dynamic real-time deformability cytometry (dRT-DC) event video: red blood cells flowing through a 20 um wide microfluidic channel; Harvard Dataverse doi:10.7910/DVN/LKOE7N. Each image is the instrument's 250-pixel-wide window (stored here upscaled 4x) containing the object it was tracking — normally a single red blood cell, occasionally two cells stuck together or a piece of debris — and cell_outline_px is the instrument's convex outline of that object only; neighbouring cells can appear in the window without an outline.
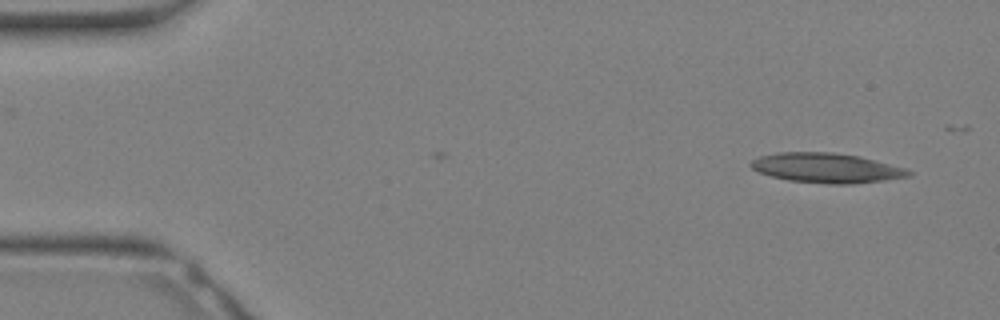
{"species": "Egyptian fruit bat (a non-hibernating species)", "species_latin": "Rousettus aegyptiacus", "temperature_condition": "warm", "stored_images_in_passage": 31, "camera_frame_rate_fps": 3000, "um_per_image_px": 0.085, "animal": {"sex": "female"}, "frame": {"image": 1, "passage_image": 1, "time_ms": 0.0, "image_size_px": [1000, 320], "cell_outline_px": [[912, 176], [884, 180], [852, 184], [828, 184], [788, 180], [772, 176], [760, 172], [752, 168], [748, 164], [752, 160], [760, 156], [776, 152], [832, 152], [860, 156], [904, 168], [912, 172]], "centroid_in_image_um": [70.24, 14.27], "position_along_channel_um": 14.8, "area_um2": 27.28}}
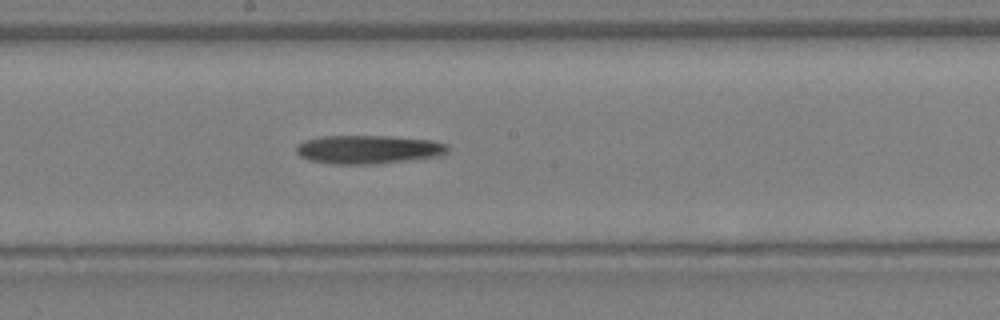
{"frame": {"image": 2, "passage_image": 16, "time_ms": 5.0, "image_size_px": [1000, 320], "cell_outline_px": [[448, 152], [440, 156], [416, 160], [372, 164], [332, 164], [308, 160], [300, 156], [296, 152], [296, 144], [304, 140], [320, 136], [388, 136], [432, 140], [448, 144]], "centroid_in_image_um": [31.31, 12.71], "position_along_channel_um": 216.9, "area_um2": 25.61}}
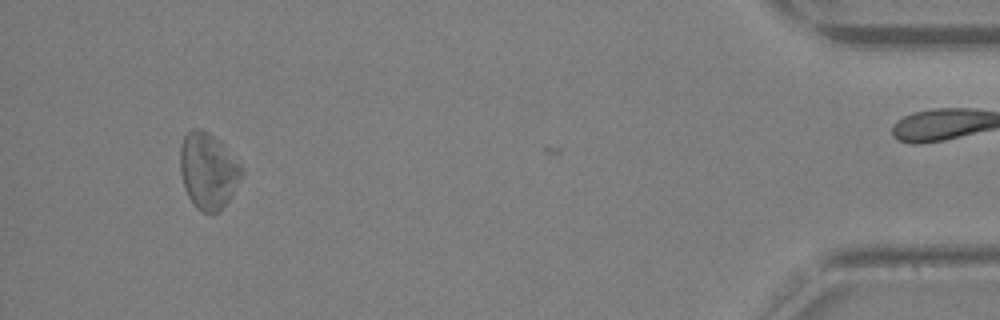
{"frame": {"image": 3, "passage_image": 29, "time_ms": 9.333, "image_size_px": [1000, 320], "cell_outline_px": [[244, 172], [232, 196], [220, 212], [212, 216], [200, 212], [196, 208], [188, 196], [180, 172], [180, 148], [184, 136], [192, 128], [200, 128], [208, 132], [220, 140], [224, 144], [244, 168]], "centroid_in_image_um": [17.72, 14.55], "position_along_channel_um": 417.5, "area_um2": 27.86}}